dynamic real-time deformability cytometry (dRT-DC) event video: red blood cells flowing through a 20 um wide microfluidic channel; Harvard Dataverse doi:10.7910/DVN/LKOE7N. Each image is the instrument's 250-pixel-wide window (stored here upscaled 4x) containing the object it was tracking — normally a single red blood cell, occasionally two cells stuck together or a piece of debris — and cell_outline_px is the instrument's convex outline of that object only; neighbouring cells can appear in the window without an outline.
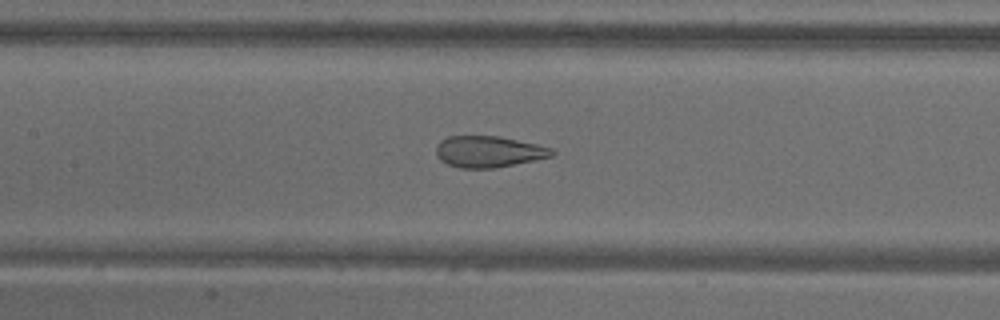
{"species": "common noctule bat (a hibernating species)", "species_latin": "Nyctalus noctula", "temperature_condition": "warm", "stored_images_in_passage": 43, "camera_frame_rate_fps": 3000, "um_per_image_px": 0.085, "animal": {"sex": "male", "body_mass_g": 18.8}, "frame": {"image": 1, "passage_image": 15, "time_ms": 4.667, "image_size_px": [1000, 320], "cell_outline_px": [[556, 152], [552, 156], [492, 168], [460, 168], [448, 164], [440, 160], [436, 156], [436, 144], [440, 140], [448, 136], [500, 136], [536, 144], [552, 148]], "centroid_in_image_um": [41.49, 12.88], "position_along_channel_um": 165.9, "area_um2": 21.04}}
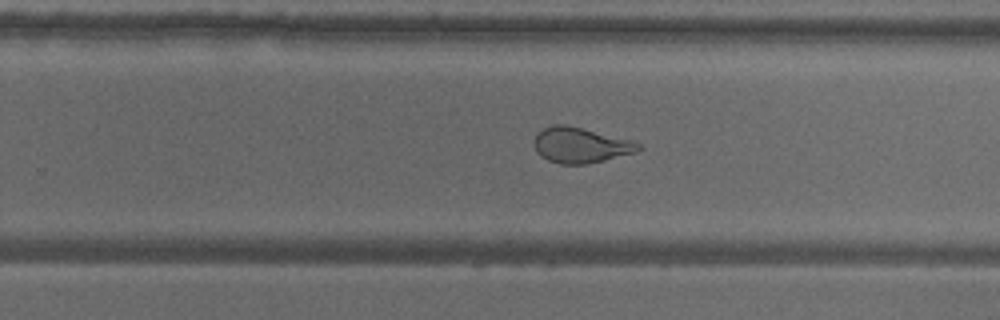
{"frame": {"image": 2, "passage_image": 24, "time_ms": 7.667, "image_size_px": [1000, 320], "cell_outline_px": [[644, 148], [636, 152], [588, 164], [560, 164], [548, 160], [540, 156], [536, 152], [536, 132], [552, 124], [564, 124], [632, 140], [640, 144]], "centroid_in_image_um": [49.36, 12.34], "position_along_channel_um": 280.4, "area_um2": 21.44}}
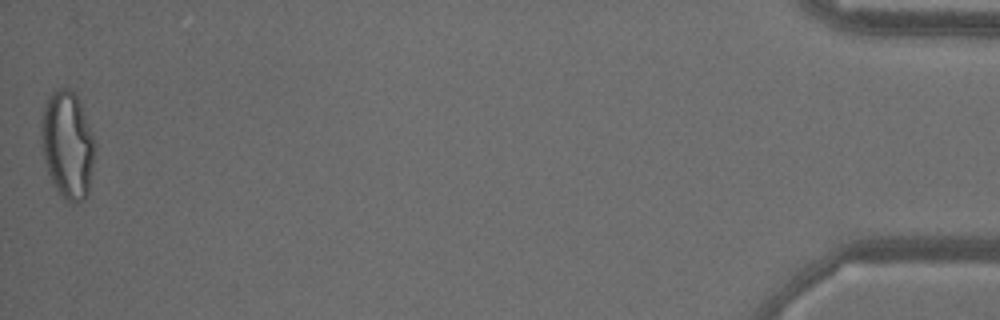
{"frame": {"image": 3, "passage_image": 43, "time_ms": 14.0, "image_size_px": [1000, 320], "cell_outline_px": [[96, 144], [88, 192], [84, 200], [68, 204], [52, 184], [44, 160], [40, 144], [40, 124], [44, 108], [52, 92], [60, 88], [68, 88], [76, 92], [80, 100]], "centroid_in_image_um": [5.73, 12.31], "position_along_channel_um": 429.5, "area_um2": 33.99}, "authors_computed_cell_mechanics": {"area_um2": 25.2586, "velocity_mm_per_s": 3.8264, "shape_relaxation_time_tau1_ms": null, "shape_relaxation_time_tau2_ms": 1.0351, "deformation_change_tau1": null, "deformation_change_tau2": 0.0927}}